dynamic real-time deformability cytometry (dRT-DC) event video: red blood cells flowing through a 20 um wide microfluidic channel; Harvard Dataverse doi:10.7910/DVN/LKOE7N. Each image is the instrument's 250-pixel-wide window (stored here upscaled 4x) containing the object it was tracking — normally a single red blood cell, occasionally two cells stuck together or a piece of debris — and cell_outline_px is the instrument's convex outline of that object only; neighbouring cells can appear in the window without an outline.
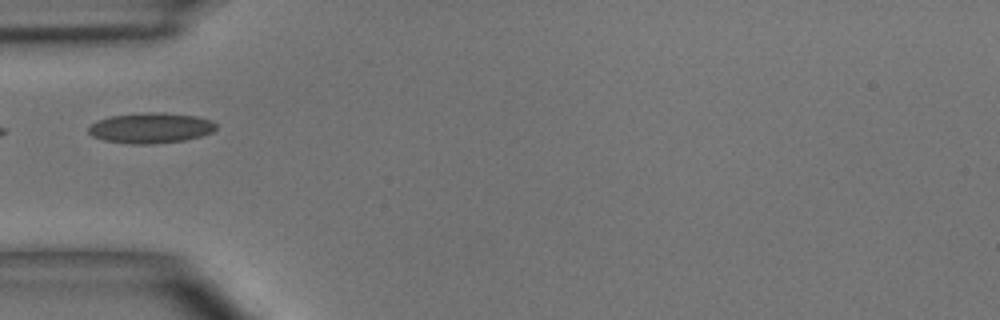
{"species": "common noctule bat (a hibernating species)", "species_latin": "Nyctalus noctula", "temperature_condition": "room temperature", "stored_images_in_passage": 5, "camera_frame_rate_fps": 3000, "um_per_image_px": 0.085, "animal": {"sex": "male", "body_mass_g": 15.6}, "frame": {"image": 1, "passage_image": 5, "time_ms": 4.667, "image_size_px": [1000, 320], "cell_outline_px": [[216, 128], [212, 132], [200, 136], [184, 140], [152, 144], [132, 144], [104, 140], [92, 136], [88, 132], [88, 128], [92, 124], [100, 120], [112, 116], [144, 112], [160, 112], [196, 116], [212, 120], [216, 124]], "centroid_in_image_um": [12.83, 10.87], "position_along_channel_um": 72.2, "area_um2": 22.48}}